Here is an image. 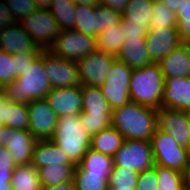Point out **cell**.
<instances>
[{
  "label": "cell",
  "mask_w": 190,
  "mask_h": 190,
  "mask_svg": "<svg viewBox=\"0 0 190 190\" xmlns=\"http://www.w3.org/2000/svg\"><path fill=\"white\" fill-rule=\"evenodd\" d=\"M112 126L125 140L150 141L157 129V109L130 101L112 110Z\"/></svg>",
  "instance_id": "1"
},
{
  "label": "cell",
  "mask_w": 190,
  "mask_h": 190,
  "mask_svg": "<svg viewBox=\"0 0 190 190\" xmlns=\"http://www.w3.org/2000/svg\"><path fill=\"white\" fill-rule=\"evenodd\" d=\"M51 89L44 65V51L12 83L2 87L7 101L25 104L45 98Z\"/></svg>",
  "instance_id": "2"
},
{
  "label": "cell",
  "mask_w": 190,
  "mask_h": 190,
  "mask_svg": "<svg viewBox=\"0 0 190 190\" xmlns=\"http://www.w3.org/2000/svg\"><path fill=\"white\" fill-rule=\"evenodd\" d=\"M164 76L158 63L133 69L129 96L132 102L159 109L162 107Z\"/></svg>",
  "instance_id": "3"
},
{
  "label": "cell",
  "mask_w": 190,
  "mask_h": 190,
  "mask_svg": "<svg viewBox=\"0 0 190 190\" xmlns=\"http://www.w3.org/2000/svg\"><path fill=\"white\" fill-rule=\"evenodd\" d=\"M92 137L80 121V114L59 117L52 141L78 166L91 148Z\"/></svg>",
  "instance_id": "4"
},
{
  "label": "cell",
  "mask_w": 190,
  "mask_h": 190,
  "mask_svg": "<svg viewBox=\"0 0 190 190\" xmlns=\"http://www.w3.org/2000/svg\"><path fill=\"white\" fill-rule=\"evenodd\" d=\"M154 164L185 173L190 160V149L180 146L168 133L156 129L151 138Z\"/></svg>",
  "instance_id": "5"
},
{
  "label": "cell",
  "mask_w": 190,
  "mask_h": 190,
  "mask_svg": "<svg viewBox=\"0 0 190 190\" xmlns=\"http://www.w3.org/2000/svg\"><path fill=\"white\" fill-rule=\"evenodd\" d=\"M20 23L35 45L43 51L52 47L61 31L49 9L38 8Z\"/></svg>",
  "instance_id": "6"
},
{
  "label": "cell",
  "mask_w": 190,
  "mask_h": 190,
  "mask_svg": "<svg viewBox=\"0 0 190 190\" xmlns=\"http://www.w3.org/2000/svg\"><path fill=\"white\" fill-rule=\"evenodd\" d=\"M132 71L133 69L116 58L113 61L108 77L100 86L102 94L112 110L131 101L129 86Z\"/></svg>",
  "instance_id": "7"
},
{
  "label": "cell",
  "mask_w": 190,
  "mask_h": 190,
  "mask_svg": "<svg viewBox=\"0 0 190 190\" xmlns=\"http://www.w3.org/2000/svg\"><path fill=\"white\" fill-rule=\"evenodd\" d=\"M114 166L130 168L137 173L154 166L151 141L124 140L120 149L112 156Z\"/></svg>",
  "instance_id": "8"
},
{
  "label": "cell",
  "mask_w": 190,
  "mask_h": 190,
  "mask_svg": "<svg viewBox=\"0 0 190 190\" xmlns=\"http://www.w3.org/2000/svg\"><path fill=\"white\" fill-rule=\"evenodd\" d=\"M95 50V37L71 29L61 30L57 39L48 51L57 57L78 61Z\"/></svg>",
  "instance_id": "9"
},
{
  "label": "cell",
  "mask_w": 190,
  "mask_h": 190,
  "mask_svg": "<svg viewBox=\"0 0 190 190\" xmlns=\"http://www.w3.org/2000/svg\"><path fill=\"white\" fill-rule=\"evenodd\" d=\"M115 56L95 50L76 61L81 85L100 87L108 77Z\"/></svg>",
  "instance_id": "10"
},
{
  "label": "cell",
  "mask_w": 190,
  "mask_h": 190,
  "mask_svg": "<svg viewBox=\"0 0 190 190\" xmlns=\"http://www.w3.org/2000/svg\"><path fill=\"white\" fill-rule=\"evenodd\" d=\"M37 141L28 130L0 125V145L8 149L16 166L31 163Z\"/></svg>",
  "instance_id": "11"
},
{
  "label": "cell",
  "mask_w": 190,
  "mask_h": 190,
  "mask_svg": "<svg viewBox=\"0 0 190 190\" xmlns=\"http://www.w3.org/2000/svg\"><path fill=\"white\" fill-rule=\"evenodd\" d=\"M29 113L28 131L38 140H51L58 121V116L46 98L37 99L27 104Z\"/></svg>",
  "instance_id": "12"
},
{
  "label": "cell",
  "mask_w": 190,
  "mask_h": 190,
  "mask_svg": "<svg viewBox=\"0 0 190 190\" xmlns=\"http://www.w3.org/2000/svg\"><path fill=\"white\" fill-rule=\"evenodd\" d=\"M44 65L52 88L81 86L76 61L44 51Z\"/></svg>",
  "instance_id": "13"
},
{
  "label": "cell",
  "mask_w": 190,
  "mask_h": 190,
  "mask_svg": "<svg viewBox=\"0 0 190 190\" xmlns=\"http://www.w3.org/2000/svg\"><path fill=\"white\" fill-rule=\"evenodd\" d=\"M157 129L170 134L180 146L190 149L187 111L167 107L157 109Z\"/></svg>",
  "instance_id": "14"
},
{
  "label": "cell",
  "mask_w": 190,
  "mask_h": 190,
  "mask_svg": "<svg viewBox=\"0 0 190 190\" xmlns=\"http://www.w3.org/2000/svg\"><path fill=\"white\" fill-rule=\"evenodd\" d=\"M145 38L148 53L153 63H159L172 50L182 44L176 27L149 29Z\"/></svg>",
  "instance_id": "15"
},
{
  "label": "cell",
  "mask_w": 190,
  "mask_h": 190,
  "mask_svg": "<svg viewBox=\"0 0 190 190\" xmlns=\"http://www.w3.org/2000/svg\"><path fill=\"white\" fill-rule=\"evenodd\" d=\"M45 98L58 118L82 112L81 86L52 88Z\"/></svg>",
  "instance_id": "16"
},
{
  "label": "cell",
  "mask_w": 190,
  "mask_h": 190,
  "mask_svg": "<svg viewBox=\"0 0 190 190\" xmlns=\"http://www.w3.org/2000/svg\"><path fill=\"white\" fill-rule=\"evenodd\" d=\"M164 79L162 107L190 112V76Z\"/></svg>",
  "instance_id": "17"
},
{
  "label": "cell",
  "mask_w": 190,
  "mask_h": 190,
  "mask_svg": "<svg viewBox=\"0 0 190 190\" xmlns=\"http://www.w3.org/2000/svg\"><path fill=\"white\" fill-rule=\"evenodd\" d=\"M0 50L10 54L43 51L35 45L20 22H16L0 31Z\"/></svg>",
  "instance_id": "18"
},
{
  "label": "cell",
  "mask_w": 190,
  "mask_h": 190,
  "mask_svg": "<svg viewBox=\"0 0 190 190\" xmlns=\"http://www.w3.org/2000/svg\"><path fill=\"white\" fill-rule=\"evenodd\" d=\"M131 69L142 68L152 62L146 46V38H125L120 53L116 57Z\"/></svg>",
  "instance_id": "19"
},
{
  "label": "cell",
  "mask_w": 190,
  "mask_h": 190,
  "mask_svg": "<svg viewBox=\"0 0 190 190\" xmlns=\"http://www.w3.org/2000/svg\"><path fill=\"white\" fill-rule=\"evenodd\" d=\"M73 164L68 156L52 140L37 141L31 164L38 170L47 165Z\"/></svg>",
  "instance_id": "20"
},
{
  "label": "cell",
  "mask_w": 190,
  "mask_h": 190,
  "mask_svg": "<svg viewBox=\"0 0 190 190\" xmlns=\"http://www.w3.org/2000/svg\"><path fill=\"white\" fill-rule=\"evenodd\" d=\"M158 64L164 78L190 76V60L184 44L172 50Z\"/></svg>",
  "instance_id": "21"
},
{
  "label": "cell",
  "mask_w": 190,
  "mask_h": 190,
  "mask_svg": "<svg viewBox=\"0 0 190 190\" xmlns=\"http://www.w3.org/2000/svg\"><path fill=\"white\" fill-rule=\"evenodd\" d=\"M82 112L80 115H112L100 87L81 85Z\"/></svg>",
  "instance_id": "22"
},
{
  "label": "cell",
  "mask_w": 190,
  "mask_h": 190,
  "mask_svg": "<svg viewBox=\"0 0 190 190\" xmlns=\"http://www.w3.org/2000/svg\"><path fill=\"white\" fill-rule=\"evenodd\" d=\"M124 137L112 125L92 136L91 149L113 156L123 145Z\"/></svg>",
  "instance_id": "23"
},
{
  "label": "cell",
  "mask_w": 190,
  "mask_h": 190,
  "mask_svg": "<svg viewBox=\"0 0 190 190\" xmlns=\"http://www.w3.org/2000/svg\"><path fill=\"white\" fill-rule=\"evenodd\" d=\"M125 37L122 31V24L108 27L96 37V50L111 54L115 57L120 53Z\"/></svg>",
  "instance_id": "24"
},
{
  "label": "cell",
  "mask_w": 190,
  "mask_h": 190,
  "mask_svg": "<svg viewBox=\"0 0 190 190\" xmlns=\"http://www.w3.org/2000/svg\"><path fill=\"white\" fill-rule=\"evenodd\" d=\"M113 166L112 156L89 148L77 167L83 173L103 174L109 179Z\"/></svg>",
  "instance_id": "25"
},
{
  "label": "cell",
  "mask_w": 190,
  "mask_h": 190,
  "mask_svg": "<svg viewBox=\"0 0 190 190\" xmlns=\"http://www.w3.org/2000/svg\"><path fill=\"white\" fill-rule=\"evenodd\" d=\"M12 190H42L38 170L30 163L18 165L12 175Z\"/></svg>",
  "instance_id": "26"
},
{
  "label": "cell",
  "mask_w": 190,
  "mask_h": 190,
  "mask_svg": "<svg viewBox=\"0 0 190 190\" xmlns=\"http://www.w3.org/2000/svg\"><path fill=\"white\" fill-rule=\"evenodd\" d=\"M74 164L47 165L38 169L42 186L58 185L73 181Z\"/></svg>",
  "instance_id": "27"
},
{
  "label": "cell",
  "mask_w": 190,
  "mask_h": 190,
  "mask_svg": "<svg viewBox=\"0 0 190 190\" xmlns=\"http://www.w3.org/2000/svg\"><path fill=\"white\" fill-rule=\"evenodd\" d=\"M96 5H76L74 30L97 37Z\"/></svg>",
  "instance_id": "28"
},
{
  "label": "cell",
  "mask_w": 190,
  "mask_h": 190,
  "mask_svg": "<svg viewBox=\"0 0 190 190\" xmlns=\"http://www.w3.org/2000/svg\"><path fill=\"white\" fill-rule=\"evenodd\" d=\"M49 10L60 30L74 29L76 5L71 0H53Z\"/></svg>",
  "instance_id": "29"
},
{
  "label": "cell",
  "mask_w": 190,
  "mask_h": 190,
  "mask_svg": "<svg viewBox=\"0 0 190 190\" xmlns=\"http://www.w3.org/2000/svg\"><path fill=\"white\" fill-rule=\"evenodd\" d=\"M154 0H129L122 14L129 23L150 24Z\"/></svg>",
  "instance_id": "30"
},
{
  "label": "cell",
  "mask_w": 190,
  "mask_h": 190,
  "mask_svg": "<svg viewBox=\"0 0 190 190\" xmlns=\"http://www.w3.org/2000/svg\"><path fill=\"white\" fill-rule=\"evenodd\" d=\"M137 172L122 166H113L109 176V190H135L138 182Z\"/></svg>",
  "instance_id": "31"
},
{
  "label": "cell",
  "mask_w": 190,
  "mask_h": 190,
  "mask_svg": "<svg viewBox=\"0 0 190 190\" xmlns=\"http://www.w3.org/2000/svg\"><path fill=\"white\" fill-rule=\"evenodd\" d=\"M156 171L158 186L162 190H185V174L181 171L158 164L153 166Z\"/></svg>",
  "instance_id": "32"
},
{
  "label": "cell",
  "mask_w": 190,
  "mask_h": 190,
  "mask_svg": "<svg viewBox=\"0 0 190 190\" xmlns=\"http://www.w3.org/2000/svg\"><path fill=\"white\" fill-rule=\"evenodd\" d=\"M73 182L76 190H109L108 178L103 174L83 173L77 166Z\"/></svg>",
  "instance_id": "33"
},
{
  "label": "cell",
  "mask_w": 190,
  "mask_h": 190,
  "mask_svg": "<svg viewBox=\"0 0 190 190\" xmlns=\"http://www.w3.org/2000/svg\"><path fill=\"white\" fill-rule=\"evenodd\" d=\"M5 126L13 129L28 130L29 113L27 104L6 100Z\"/></svg>",
  "instance_id": "34"
},
{
  "label": "cell",
  "mask_w": 190,
  "mask_h": 190,
  "mask_svg": "<svg viewBox=\"0 0 190 190\" xmlns=\"http://www.w3.org/2000/svg\"><path fill=\"white\" fill-rule=\"evenodd\" d=\"M149 27L150 29L177 27V14L167 6L164 7L161 0H154Z\"/></svg>",
  "instance_id": "35"
},
{
  "label": "cell",
  "mask_w": 190,
  "mask_h": 190,
  "mask_svg": "<svg viewBox=\"0 0 190 190\" xmlns=\"http://www.w3.org/2000/svg\"><path fill=\"white\" fill-rule=\"evenodd\" d=\"M97 34H100L108 27L121 23L122 14L108 6L96 5Z\"/></svg>",
  "instance_id": "36"
},
{
  "label": "cell",
  "mask_w": 190,
  "mask_h": 190,
  "mask_svg": "<svg viewBox=\"0 0 190 190\" xmlns=\"http://www.w3.org/2000/svg\"><path fill=\"white\" fill-rule=\"evenodd\" d=\"M5 2L16 22L22 21L38 9L35 0H5Z\"/></svg>",
  "instance_id": "37"
},
{
  "label": "cell",
  "mask_w": 190,
  "mask_h": 190,
  "mask_svg": "<svg viewBox=\"0 0 190 190\" xmlns=\"http://www.w3.org/2000/svg\"><path fill=\"white\" fill-rule=\"evenodd\" d=\"M82 126L92 137L112 125V115H80Z\"/></svg>",
  "instance_id": "38"
},
{
  "label": "cell",
  "mask_w": 190,
  "mask_h": 190,
  "mask_svg": "<svg viewBox=\"0 0 190 190\" xmlns=\"http://www.w3.org/2000/svg\"><path fill=\"white\" fill-rule=\"evenodd\" d=\"M16 79V60L13 54L0 50V87L12 83Z\"/></svg>",
  "instance_id": "39"
},
{
  "label": "cell",
  "mask_w": 190,
  "mask_h": 190,
  "mask_svg": "<svg viewBox=\"0 0 190 190\" xmlns=\"http://www.w3.org/2000/svg\"><path fill=\"white\" fill-rule=\"evenodd\" d=\"M177 30L182 44L190 42V0L177 12Z\"/></svg>",
  "instance_id": "40"
},
{
  "label": "cell",
  "mask_w": 190,
  "mask_h": 190,
  "mask_svg": "<svg viewBox=\"0 0 190 190\" xmlns=\"http://www.w3.org/2000/svg\"><path fill=\"white\" fill-rule=\"evenodd\" d=\"M122 31L126 38L146 37L149 32V24L129 23L124 17L121 18Z\"/></svg>",
  "instance_id": "41"
},
{
  "label": "cell",
  "mask_w": 190,
  "mask_h": 190,
  "mask_svg": "<svg viewBox=\"0 0 190 190\" xmlns=\"http://www.w3.org/2000/svg\"><path fill=\"white\" fill-rule=\"evenodd\" d=\"M158 181L155 168L146 169L138 174L135 190H157Z\"/></svg>",
  "instance_id": "42"
},
{
  "label": "cell",
  "mask_w": 190,
  "mask_h": 190,
  "mask_svg": "<svg viewBox=\"0 0 190 190\" xmlns=\"http://www.w3.org/2000/svg\"><path fill=\"white\" fill-rule=\"evenodd\" d=\"M42 53V51L22 52L19 54H13V59L16 60V77L23 73V70L27 65H31L32 62Z\"/></svg>",
  "instance_id": "43"
},
{
  "label": "cell",
  "mask_w": 190,
  "mask_h": 190,
  "mask_svg": "<svg viewBox=\"0 0 190 190\" xmlns=\"http://www.w3.org/2000/svg\"><path fill=\"white\" fill-rule=\"evenodd\" d=\"M16 164L5 146L0 145V171H14Z\"/></svg>",
  "instance_id": "44"
},
{
  "label": "cell",
  "mask_w": 190,
  "mask_h": 190,
  "mask_svg": "<svg viewBox=\"0 0 190 190\" xmlns=\"http://www.w3.org/2000/svg\"><path fill=\"white\" fill-rule=\"evenodd\" d=\"M15 23L16 21L7 8L5 0H0V31Z\"/></svg>",
  "instance_id": "45"
},
{
  "label": "cell",
  "mask_w": 190,
  "mask_h": 190,
  "mask_svg": "<svg viewBox=\"0 0 190 190\" xmlns=\"http://www.w3.org/2000/svg\"><path fill=\"white\" fill-rule=\"evenodd\" d=\"M129 0H99V4L108 6L109 8L123 14Z\"/></svg>",
  "instance_id": "46"
},
{
  "label": "cell",
  "mask_w": 190,
  "mask_h": 190,
  "mask_svg": "<svg viewBox=\"0 0 190 190\" xmlns=\"http://www.w3.org/2000/svg\"><path fill=\"white\" fill-rule=\"evenodd\" d=\"M13 171H0V190H12Z\"/></svg>",
  "instance_id": "47"
},
{
  "label": "cell",
  "mask_w": 190,
  "mask_h": 190,
  "mask_svg": "<svg viewBox=\"0 0 190 190\" xmlns=\"http://www.w3.org/2000/svg\"><path fill=\"white\" fill-rule=\"evenodd\" d=\"M163 2L164 7H168L173 12L177 14L179 10H181L182 6L185 4L187 0H161Z\"/></svg>",
  "instance_id": "48"
},
{
  "label": "cell",
  "mask_w": 190,
  "mask_h": 190,
  "mask_svg": "<svg viewBox=\"0 0 190 190\" xmlns=\"http://www.w3.org/2000/svg\"><path fill=\"white\" fill-rule=\"evenodd\" d=\"M42 190H76L73 181H67L58 185L42 186Z\"/></svg>",
  "instance_id": "49"
},
{
  "label": "cell",
  "mask_w": 190,
  "mask_h": 190,
  "mask_svg": "<svg viewBox=\"0 0 190 190\" xmlns=\"http://www.w3.org/2000/svg\"><path fill=\"white\" fill-rule=\"evenodd\" d=\"M6 99L2 88L0 89V125L5 126Z\"/></svg>",
  "instance_id": "50"
},
{
  "label": "cell",
  "mask_w": 190,
  "mask_h": 190,
  "mask_svg": "<svg viewBox=\"0 0 190 190\" xmlns=\"http://www.w3.org/2000/svg\"><path fill=\"white\" fill-rule=\"evenodd\" d=\"M75 5H91L95 6L99 4V0H71Z\"/></svg>",
  "instance_id": "51"
},
{
  "label": "cell",
  "mask_w": 190,
  "mask_h": 190,
  "mask_svg": "<svg viewBox=\"0 0 190 190\" xmlns=\"http://www.w3.org/2000/svg\"><path fill=\"white\" fill-rule=\"evenodd\" d=\"M53 0H35L38 8L49 9Z\"/></svg>",
  "instance_id": "52"
},
{
  "label": "cell",
  "mask_w": 190,
  "mask_h": 190,
  "mask_svg": "<svg viewBox=\"0 0 190 190\" xmlns=\"http://www.w3.org/2000/svg\"><path fill=\"white\" fill-rule=\"evenodd\" d=\"M184 174H185V190H190V160Z\"/></svg>",
  "instance_id": "53"
},
{
  "label": "cell",
  "mask_w": 190,
  "mask_h": 190,
  "mask_svg": "<svg viewBox=\"0 0 190 190\" xmlns=\"http://www.w3.org/2000/svg\"><path fill=\"white\" fill-rule=\"evenodd\" d=\"M186 47V51L188 53V58L190 60V42L189 43H183Z\"/></svg>",
  "instance_id": "54"
},
{
  "label": "cell",
  "mask_w": 190,
  "mask_h": 190,
  "mask_svg": "<svg viewBox=\"0 0 190 190\" xmlns=\"http://www.w3.org/2000/svg\"><path fill=\"white\" fill-rule=\"evenodd\" d=\"M188 128H189V135H190V112H188Z\"/></svg>",
  "instance_id": "55"
},
{
  "label": "cell",
  "mask_w": 190,
  "mask_h": 190,
  "mask_svg": "<svg viewBox=\"0 0 190 190\" xmlns=\"http://www.w3.org/2000/svg\"><path fill=\"white\" fill-rule=\"evenodd\" d=\"M157 190H162V188H161V187H159V186H157Z\"/></svg>",
  "instance_id": "56"
}]
</instances>
